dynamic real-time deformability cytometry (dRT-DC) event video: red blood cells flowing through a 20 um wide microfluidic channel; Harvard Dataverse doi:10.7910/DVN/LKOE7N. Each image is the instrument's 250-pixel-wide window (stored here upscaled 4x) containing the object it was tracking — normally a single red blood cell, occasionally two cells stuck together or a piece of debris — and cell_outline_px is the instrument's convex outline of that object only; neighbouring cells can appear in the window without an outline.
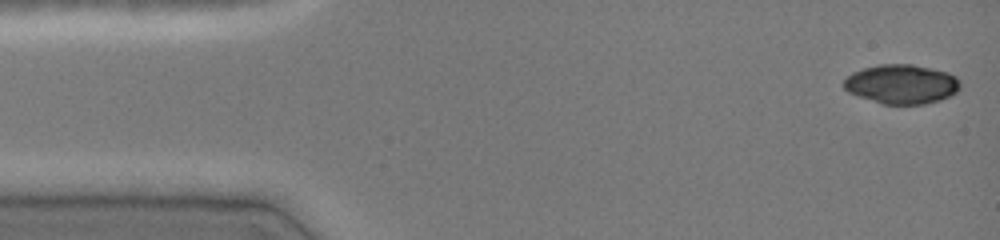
{"species": "common noctule bat (a hibernating species)", "species_latin": "Nyctalus noctula", "temperature_condition": "cold", "stored_images_in_passage": 46, "camera_frame_rate_fps": 3000, "um_per_image_px": 0.085, "animal": {"sex": "female", "body_mass_g": 19.0, "forearm_length_mm": 51.5}, "frame": {"image": 1, "passage_image": 1, "time_ms": 0.0, "image_size_px": [1000, 240], "cell_outline_px": [[960, 88], [956, 92], [940, 100], [924, 104], [884, 104], [848, 92], [844, 88], [844, 80], [852, 72], [864, 68], [880, 64], [912, 64], [932, 68], [948, 72], [956, 76], [960, 80]], "centroid_in_image_um": [76.66, 7.14], "position_along_channel_um": 8.3, "area_um2": 26.59}}
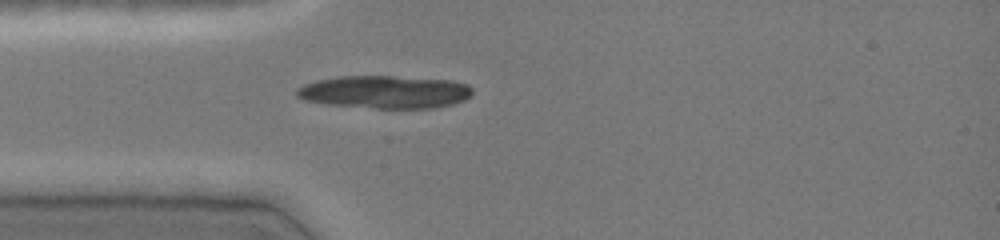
{"frame": {"image": 2, "passage_image": 12, "time_ms": 3.667, "image_size_px": [1000, 240], "cell_outline_px": [[472, 96], [464, 100], [452, 104], [432, 108], [376, 108], [328, 104], [304, 100], [296, 96], [296, 88], [304, 84], [316, 80], [336, 76], [392, 76], [452, 80], [468, 84], [472, 88]], "centroid_in_image_um": [32.71, 7.81], "position_along_channel_um": 52.3, "area_um2": 33.76}}